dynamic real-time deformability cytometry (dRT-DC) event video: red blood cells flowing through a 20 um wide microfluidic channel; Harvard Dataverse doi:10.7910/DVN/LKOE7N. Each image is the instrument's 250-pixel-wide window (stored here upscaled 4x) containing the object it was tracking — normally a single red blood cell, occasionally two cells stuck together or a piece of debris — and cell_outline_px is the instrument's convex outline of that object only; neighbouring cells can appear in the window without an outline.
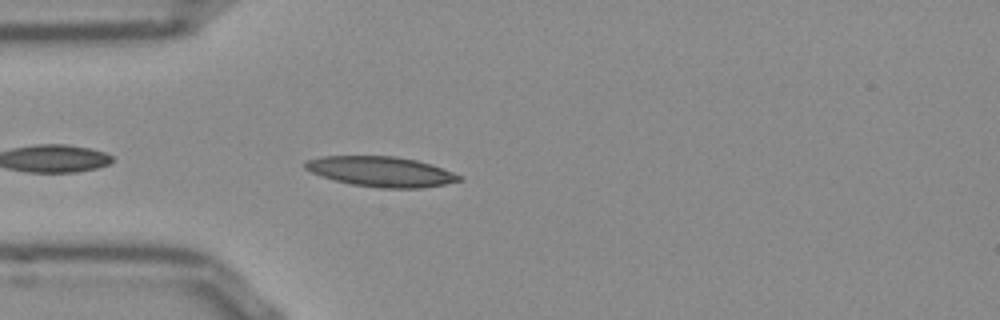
{"species": "Egyptian fruit bat (a non-hibernating species)", "species_latin": "Rousettus aegyptiacus", "temperature_condition": "room temperature", "stored_images_in_passage": 39, "camera_frame_rate_fps": 3000, "um_per_image_px": 0.085, "frame": {"image": 1, "passage_image": 3, "time_ms": 0.667, "image_size_px": [1000, 320], "cell_outline_px": [[464, 180], [444, 184], [420, 188], [380, 188], [352, 184], [320, 176], [304, 168], [304, 160], [324, 156], [392, 156], [416, 160], [432, 164], [452, 172], [460, 176]], "centroid_in_image_um": [32.37, 14.58], "position_along_channel_um": 52.6, "area_um2": 26.93}}
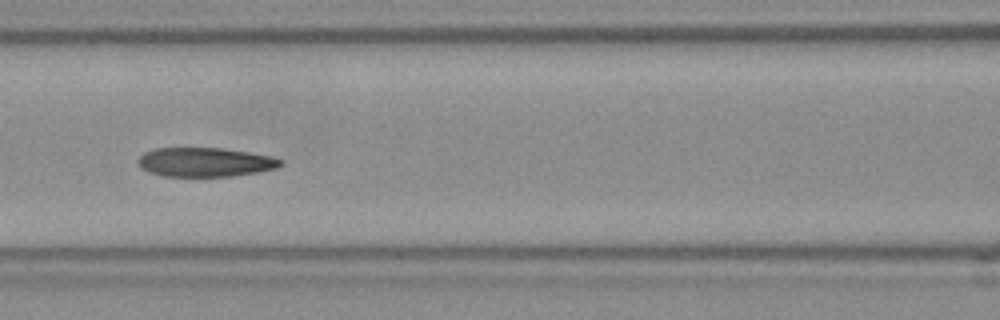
{"frame": {"image": 2, "passage_image": 11, "time_ms": 3.333, "image_size_px": [1000, 320], "cell_outline_px": [[284, 164], [276, 168], [256, 172], [232, 176], [164, 176], [148, 172], [136, 160], [144, 152], [156, 148], [220, 148], [248, 152], [268, 156], [284, 160]], "centroid_in_image_um": [17.43, 13.78], "position_along_channel_um": 149.2, "area_um2": 23.99}}
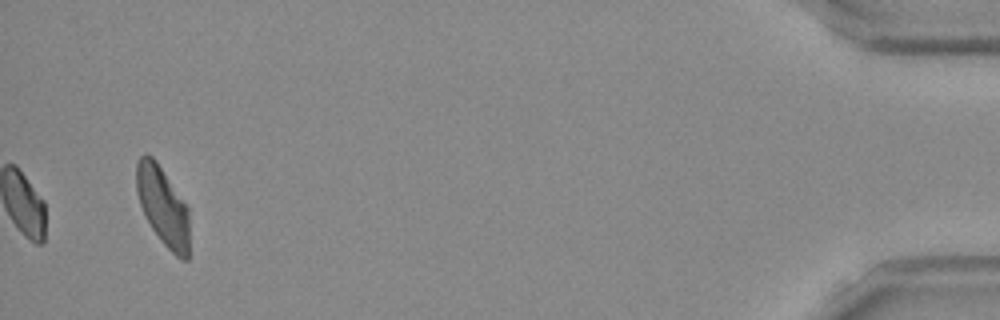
{"frame": {"image": 3, "passage_image": 39, "time_ms": 12.667, "image_size_px": [1000, 320], "cell_outline_px": [[188, 260], [184, 260], [176, 256], [160, 240], [144, 216], [136, 192], [136, 164], [140, 156], [144, 152], [152, 156], [156, 160], [188, 208]], "centroid_in_image_um": [13.81, 17.5], "position_along_channel_um": 421.4, "area_um2": 24.16}, "authors_computed_cell_mechanics": {"area_um2": 18.207, "velocity_mm_per_s": 3.8613, "shape_relaxation_time_tau1_ms": null, "shape_relaxation_time_tau2_ms": 1.3687, "deformation_change_tau1": null, "deformation_change_tau2": 0.0597}}